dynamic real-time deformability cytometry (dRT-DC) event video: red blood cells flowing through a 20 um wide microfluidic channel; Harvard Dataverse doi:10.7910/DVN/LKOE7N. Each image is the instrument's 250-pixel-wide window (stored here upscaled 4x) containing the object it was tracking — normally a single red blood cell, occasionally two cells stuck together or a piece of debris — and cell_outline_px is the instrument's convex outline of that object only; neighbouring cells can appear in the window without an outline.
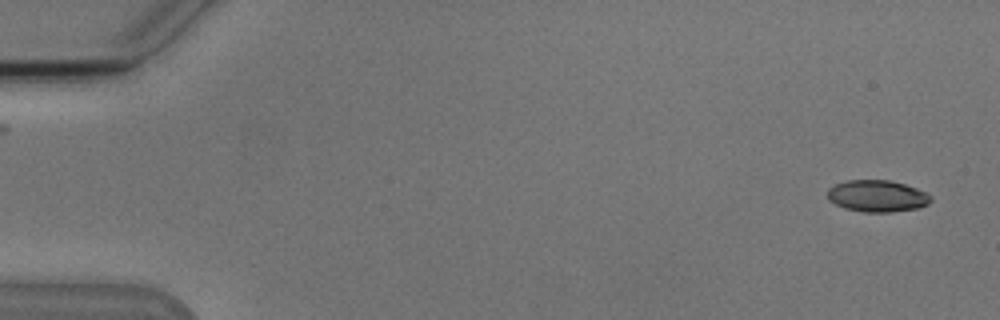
{"species": "Egyptian fruit bat (a non-hibernating species)", "species_latin": "Rousettus aegyptiacus", "temperature_condition": "cold", "stored_images_in_passage": 2, "camera_frame_rate_fps": 3000, "um_per_image_px": 0.085, "animal": {"sex": "male"}, "frame": {"image": 1, "passage_image": 2, "time_ms": 1.333, "image_size_px": [1000, 320], "cell_outline_px": [[932, 200], [928, 204], [920, 208], [892, 212], [864, 212], [844, 208], [828, 200], [828, 188], [836, 184], [848, 180], [888, 180], [904, 184], [916, 188], [932, 196]], "centroid_in_image_um": [74.57, 16.67], "position_along_channel_um": 10.4, "area_um2": 19.13}}